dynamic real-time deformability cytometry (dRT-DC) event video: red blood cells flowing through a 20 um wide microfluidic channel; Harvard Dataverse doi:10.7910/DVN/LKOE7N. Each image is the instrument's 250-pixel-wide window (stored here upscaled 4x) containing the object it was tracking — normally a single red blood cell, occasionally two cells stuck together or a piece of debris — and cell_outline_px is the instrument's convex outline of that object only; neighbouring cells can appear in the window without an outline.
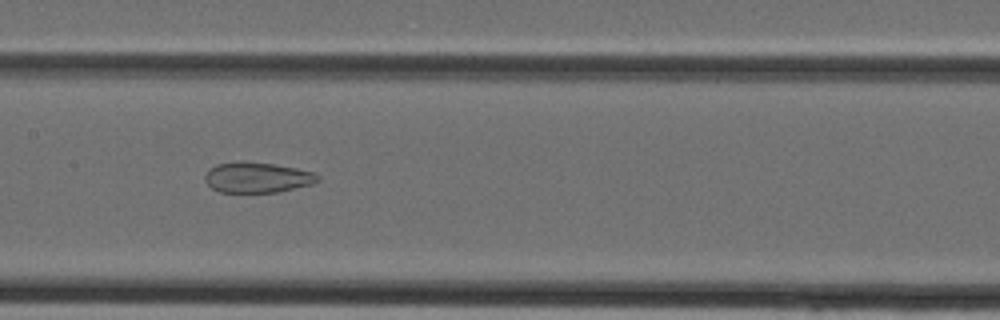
{"species": "Egyptian fruit bat (a non-hibernating species)", "species_latin": "Rousettus aegyptiacus", "temperature_condition": "cold", "stored_images_in_passage": 26, "camera_frame_rate_fps": 3000, "um_per_image_px": 0.085, "animal": {"sex": "female"}, "frame": {"image": 1, "passage_image": 10, "time_ms": 3.0, "image_size_px": [1000, 320], "cell_outline_px": [[320, 180], [312, 184], [276, 192], [220, 192], [212, 188], [204, 180], [204, 176], [216, 164], [272, 164], [296, 168], [312, 172], [320, 176]], "centroid_in_image_um": [21.9, 15.13], "position_along_channel_um": 185.5, "area_um2": 19.13}}
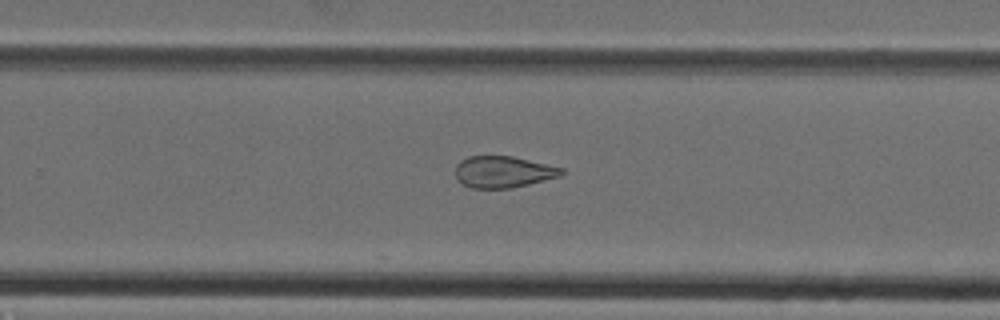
{"frame": {"image": 2, "passage_image": 16, "time_ms": 5.0, "image_size_px": [1000, 320], "cell_outline_px": [[564, 172], [560, 176], [528, 184], [508, 188], [472, 188], [456, 180], [456, 164], [460, 160], [468, 156], [512, 156], [564, 168]], "centroid_in_image_um": [42.75, 14.6], "position_along_channel_um": 287.1, "area_um2": 19.42}}
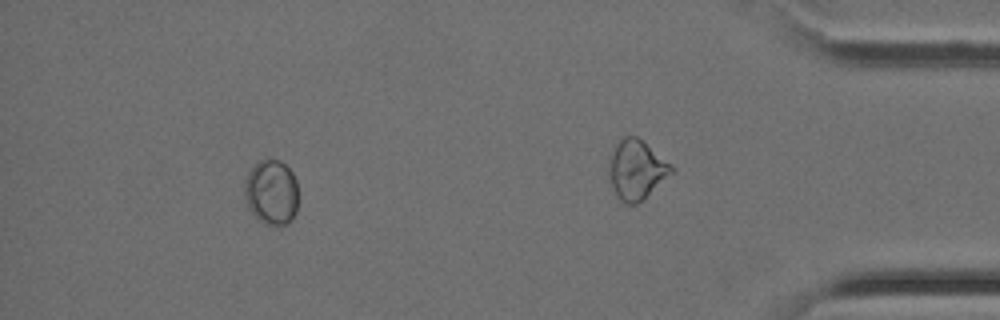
{"frame": {"image": 3, "passage_image": 22, "time_ms": 7.0, "image_size_px": [1000, 320], "cell_outline_px": [[296, 212], [292, 220], [288, 224], [276, 228], [264, 224], [256, 220], [248, 208], [244, 196], [244, 180], [248, 172], [256, 160], [264, 156], [280, 160], [292, 172], [296, 180]], "centroid_in_image_um": [23.03, 16.34], "position_along_channel_um": 412.2, "area_um2": 21.33}}